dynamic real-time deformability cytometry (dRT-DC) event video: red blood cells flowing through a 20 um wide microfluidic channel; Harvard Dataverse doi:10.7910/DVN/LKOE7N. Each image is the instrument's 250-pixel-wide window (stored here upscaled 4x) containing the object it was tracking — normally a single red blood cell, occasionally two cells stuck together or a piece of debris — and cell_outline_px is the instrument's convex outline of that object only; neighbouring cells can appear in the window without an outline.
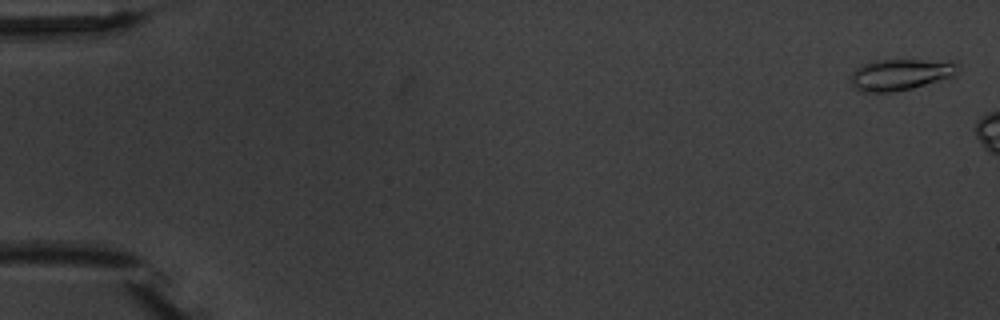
{"species": "common noctule bat (a hibernating species)", "species_latin": "Nyctalus noctula", "temperature_condition": "warm", "stored_images_in_passage": 3, "camera_frame_rate_fps": 3000, "um_per_image_px": 0.085, "animal": {"sex": "male", "body_mass_g": 20.1, "forearm_length_mm": 53.5}, "frame": {"image": 1, "passage_image": 1, "time_ms": 0.0, "image_size_px": [1000, 320], "cell_outline_px": [[956, 64], [952, 76], [912, 88], [892, 92], [864, 92], [852, 88], [852, 72], [856, 68], [872, 60], [956, 60]], "centroid_in_image_um": [76.48, 6.33], "position_along_channel_um": 8.5, "area_um2": 19.31}}